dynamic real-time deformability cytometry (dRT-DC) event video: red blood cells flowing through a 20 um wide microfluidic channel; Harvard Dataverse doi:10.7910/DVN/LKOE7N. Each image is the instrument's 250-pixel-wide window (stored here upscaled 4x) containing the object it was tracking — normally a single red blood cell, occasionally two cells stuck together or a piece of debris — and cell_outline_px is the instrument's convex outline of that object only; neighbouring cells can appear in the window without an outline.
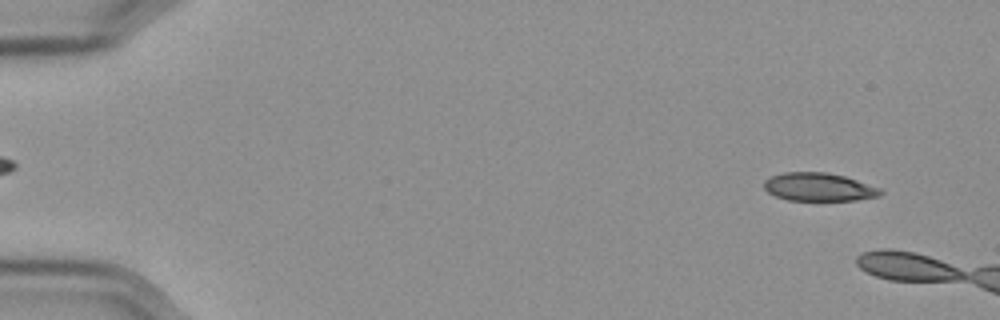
{"species": "Egyptian fruit bat (a non-hibernating species)", "species_latin": "Rousettus aegyptiacus", "temperature_condition": "cold", "stored_images_in_passage": 9, "camera_frame_rate_fps": 3000, "um_per_image_px": 0.085, "frame": {"image": 1, "passage_image": 4, "time_ms": 1.0, "image_size_px": [1000, 320], "cell_outline_px": [[884, 192], [880, 196], [856, 200], [788, 200], [776, 196], [768, 192], [764, 188], [764, 180], [772, 176], [784, 172], [828, 172], [844, 176], [880, 188]], "centroid_in_image_um": [69.6, 15.89], "position_along_channel_um": 15.4, "area_um2": 19.07}}